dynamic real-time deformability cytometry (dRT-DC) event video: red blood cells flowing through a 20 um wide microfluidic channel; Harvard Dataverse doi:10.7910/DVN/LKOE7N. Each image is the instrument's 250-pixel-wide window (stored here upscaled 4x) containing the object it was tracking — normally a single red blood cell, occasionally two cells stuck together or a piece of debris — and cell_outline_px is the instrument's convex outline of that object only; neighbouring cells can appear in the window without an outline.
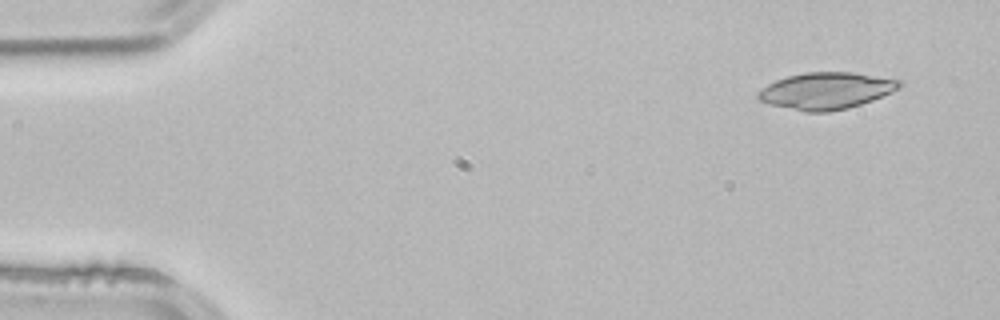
{"species": "common noctule bat (a hibernating species)", "species_latin": "Nyctalus noctula", "temperature_condition": "room temperature", "stored_images_in_passage": 4, "camera_frame_rate_fps": 3000, "um_per_image_px": 0.085, "animal": {"sex": "male", "body_mass_g": 21.5, "forearm_length_mm": 52.0}, "frame": {"image": 1, "passage_image": 1, "time_ms": 0.0, "image_size_px": [1000, 320], "cell_outline_px": [[904, 84], [900, 88], [892, 92], [872, 100], [848, 108], [828, 112], [804, 112], [772, 104], [760, 100], [756, 96], [756, 92], [768, 84], [776, 80], [788, 76], [804, 72], [852, 72], [904, 80]], "centroid_in_image_um": [70.26, 7.7], "position_along_channel_um": 14.7, "area_um2": 30.35}}